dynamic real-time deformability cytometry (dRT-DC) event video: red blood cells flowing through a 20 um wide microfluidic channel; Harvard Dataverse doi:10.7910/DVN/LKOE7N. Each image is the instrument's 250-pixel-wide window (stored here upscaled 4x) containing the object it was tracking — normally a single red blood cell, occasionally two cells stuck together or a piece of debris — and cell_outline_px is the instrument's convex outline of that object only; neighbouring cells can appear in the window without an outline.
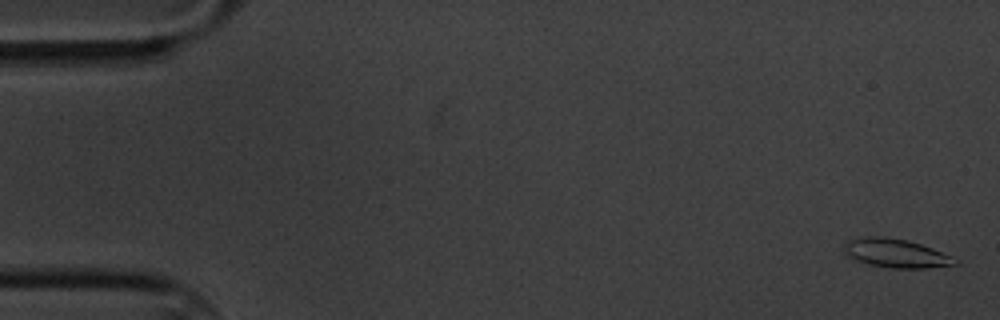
{"species": "common noctule bat (a hibernating species)", "species_latin": "Nyctalus noctula", "temperature_condition": "cold", "stored_images_in_passage": 60, "camera_frame_rate_fps": 3000, "um_per_image_px": 0.085, "animal": {"sex": "male", "body_mass_g": 20.1, "forearm_length_mm": 53.5}, "frame": {"image": 1, "passage_image": 2, "time_ms": 0.333, "image_size_px": [1000, 320], "cell_outline_px": [[960, 264], [924, 268], [892, 268], [868, 264], [844, 256], [844, 244], [848, 240], [864, 236], [884, 236], [908, 240], [932, 248], [952, 256], [960, 260]], "centroid_in_image_um": [76.14, 21.52], "position_along_channel_um": 8.9, "area_um2": 18.84}}
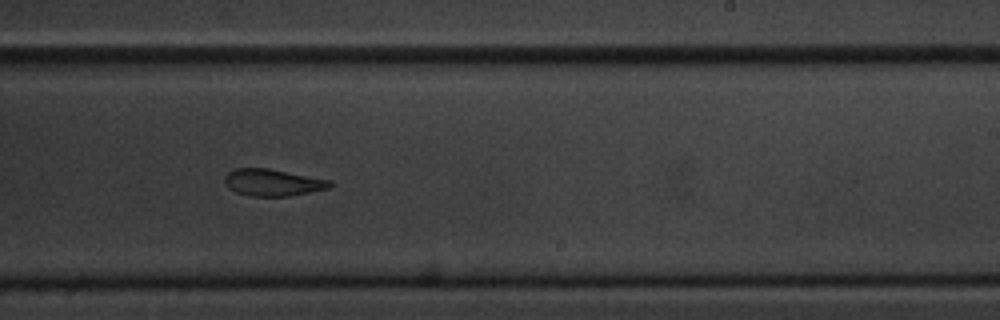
{"frame": {"image": 2, "passage_image": 37, "time_ms": 12.0, "image_size_px": [1000, 320], "cell_outline_px": [[332, 184], [328, 188], [288, 196], [248, 196], [236, 192], [228, 188], [224, 180], [224, 176], [228, 172], [236, 168], [268, 168], [328, 180]], "centroid_in_image_um": [23.1, 15.51], "position_along_channel_um": 265.9, "area_um2": 16.24}}
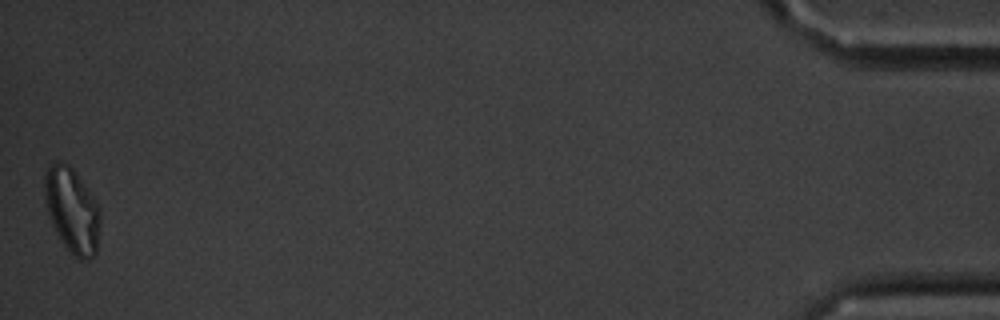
{"frame": {"image": 3, "passage_image": 60, "time_ms": 19.667, "image_size_px": [1000, 320], "cell_outline_px": [[100, 224], [96, 252], [88, 260], [80, 260], [64, 248], [52, 224], [44, 200], [44, 172], [48, 164], [60, 160], [68, 164], [72, 168], [88, 188], [96, 200], [100, 208]], "centroid_in_image_um": [6.11, 17.86], "position_along_channel_um": 429.1, "area_um2": 28.03}, "authors_computed_cell_mechanics": {"area_um2": 17.5712, "velocity_mm_per_s": 3.3392, "shape_relaxation_time_tau1_ms": 7.3641, "shape_relaxation_time_tau2_ms": 6.2926, "deformation_change_tau1": 0.1645, "deformation_change_tau2": 0.1399}}